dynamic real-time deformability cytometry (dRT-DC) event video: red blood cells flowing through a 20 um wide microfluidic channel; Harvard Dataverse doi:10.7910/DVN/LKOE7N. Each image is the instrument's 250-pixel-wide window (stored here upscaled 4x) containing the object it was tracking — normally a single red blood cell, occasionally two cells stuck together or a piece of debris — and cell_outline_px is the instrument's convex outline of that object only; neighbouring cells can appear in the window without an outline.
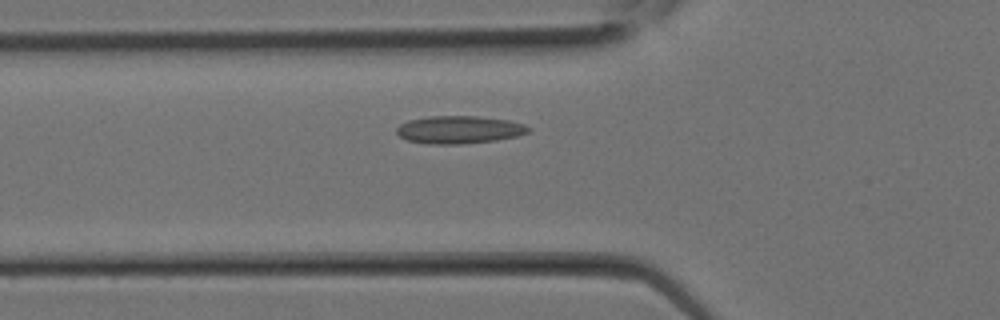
{"species": "Egyptian fruit bat (a non-hibernating species)", "species_latin": "Rousettus aegyptiacus", "temperature_condition": "room temperature", "stored_images_in_passage": 9, "camera_frame_rate_fps": 3000, "um_per_image_px": 0.085, "animal": {"sex": "female"}, "frame": {"image": 1, "passage_image": 7, "time_ms": 2.0, "image_size_px": [1000, 320], "cell_outline_px": [[532, 128], [528, 132], [516, 136], [496, 140], [460, 144], [428, 144], [408, 140], [400, 136], [396, 132], [396, 128], [400, 124], [408, 120], [428, 116], [476, 116], [508, 120], [524, 124]], "centroid_in_image_um": [39.02, 11.02], "position_along_channel_um": 86.8, "area_um2": 21.27}}
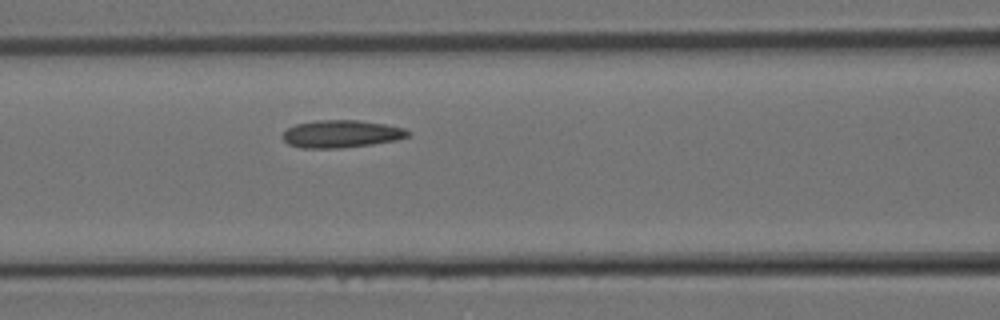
{"frame": {"image": 2, "passage_image": 9, "time_ms": 2.667, "image_size_px": [1000, 320], "cell_outline_px": [[408, 136], [396, 140], [372, 144], [344, 148], [300, 148], [288, 144], [280, 136], [288, 128], [296, 124], [316, 120], [360, 120], [384, 124], [404, 128], [408, 132]], "centroid_in_image_um": [28.96, 11.38], "position_along_channel_um": 137.6, "area_um2": 20.11}}